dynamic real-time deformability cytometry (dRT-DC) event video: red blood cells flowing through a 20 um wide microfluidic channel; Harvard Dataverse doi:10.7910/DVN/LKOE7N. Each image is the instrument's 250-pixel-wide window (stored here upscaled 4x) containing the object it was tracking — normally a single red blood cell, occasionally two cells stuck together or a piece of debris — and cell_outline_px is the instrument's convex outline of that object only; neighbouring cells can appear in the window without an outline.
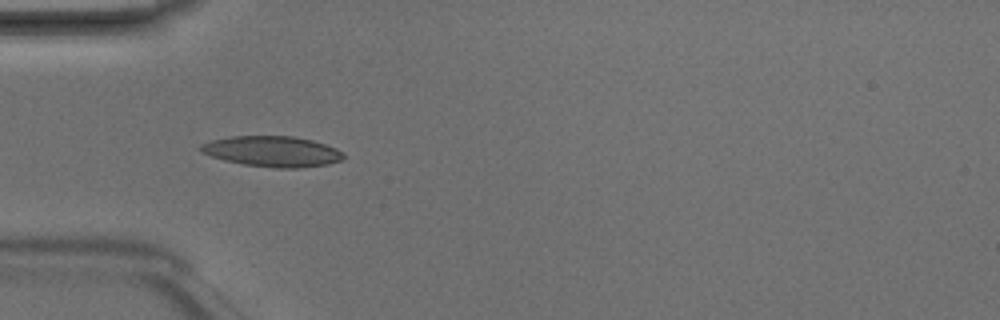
{"species": "Egyptian fruit bat (a non-hibernating species)", "species_latin": "Rousettus aegyptiacus", "temperature_condition": "room temperature", "stored_images_in_passage": 6, "camera_frame_rate_fps": 3000, "um_per_image_px": 0.085, "animal": {"sex": "male"}, "frame": {"image": 1, "passage_image": 4, "time_ms": 1.0, "image_size_px": [1000, 320], "cell_outline_px": [[344, 156], [340, 160], [328, 164], [296, 168], [276, 168], [244, 164], [224, 160], [200, 152], [196, 148], [200, 144], [212, 140], [232, 136], [292, 136], [312, 140], [336, 148], [344, 152]], "centroid_in_image_um": [23.11, 12.86], "position_along_channel_um": 61.9, "area_um2": 25.43}}